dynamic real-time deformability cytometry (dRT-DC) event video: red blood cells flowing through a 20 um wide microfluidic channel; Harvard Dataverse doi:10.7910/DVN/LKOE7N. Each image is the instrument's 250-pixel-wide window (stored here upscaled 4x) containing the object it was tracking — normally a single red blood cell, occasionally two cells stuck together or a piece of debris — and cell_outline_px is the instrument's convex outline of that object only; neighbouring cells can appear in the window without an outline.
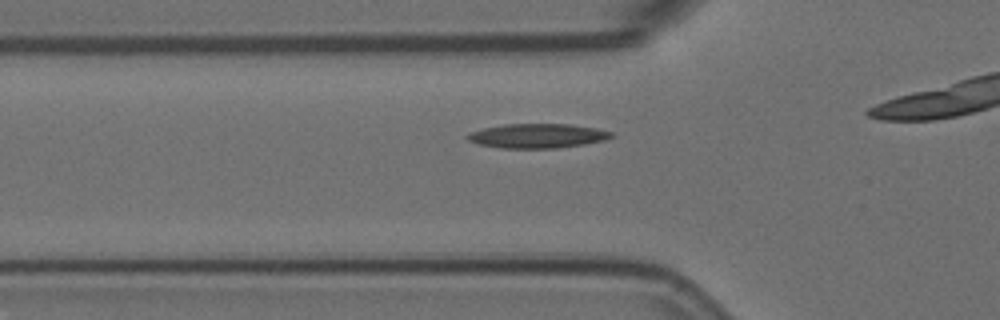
{"species": "Egyptian fruit bat (a non-hibernating species)", "species_latin": "Rousettus aegyptiacus", "temperature_condition": "room temperature", "stored_images_in_passage": 16, "camera_frame_rate_fps": 3000, "um_per_image_px": 0.085, "animal": {"sex": "female"}, "frame": {"image": 1, "passage_image": 10, "time_ms": 3.0, "image_size_px": [1000, 320], "cell_outline_px": [[616, 136], [604, 140], [584, 144], [556, 148], [500, 148], [476, 144], [468, 140], [464, 136], [468, 132], [484, 128], [504, 124], [568, 124], [596, 128], [616, 132]], "centroid_in_image_um": [45.68, 11.55], "position_along_channel_um": 80.1, "area_um2": 20.69}}
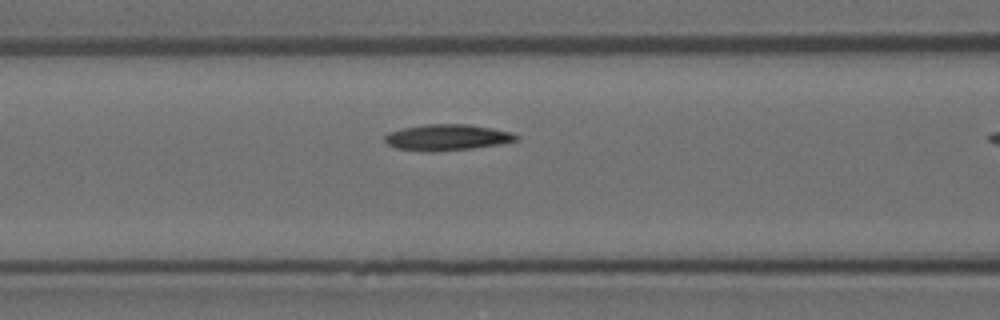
{"frame": {"image": 2, "passage_image": 14, "time_ms": 4.333, "image_size_px": [1000, 320], "cell_outline_px": [[520, 136], [516, 140], [500, 144], [472, 148], [432, 152], [396, 148], [388, 144], [384, 140], [384, 136], [388, 132], [404, 128], [424, 124], [468, 124], [492, 128], [512, 132]], "centroid_in_image_um": [38.0, 11.67], "position_along_channel_um": 128.6, "area_um2": 19.94}}